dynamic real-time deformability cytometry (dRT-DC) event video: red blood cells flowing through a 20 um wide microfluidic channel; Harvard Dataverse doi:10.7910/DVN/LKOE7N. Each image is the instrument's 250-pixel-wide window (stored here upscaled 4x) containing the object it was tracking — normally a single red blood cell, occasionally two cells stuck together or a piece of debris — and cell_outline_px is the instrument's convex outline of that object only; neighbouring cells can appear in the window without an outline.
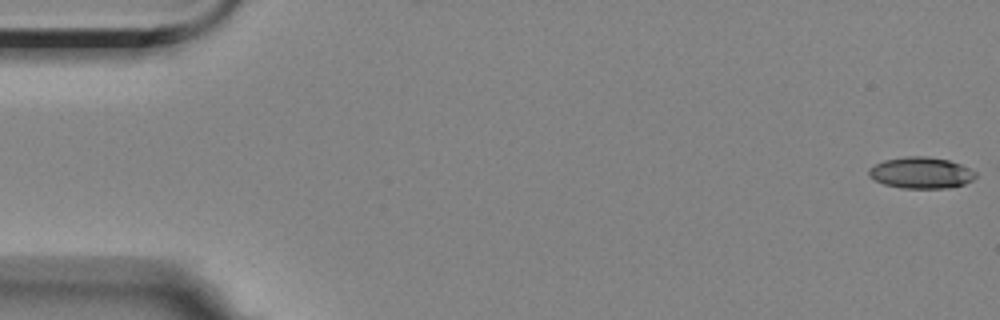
{"species": "Egyptian fruit bat (a non-hibernating species)", "species_latin": "Rousettus aegyptiacus", "temperature_condition": "room temperature", "stored_images_in_passage": 52, "camera_frame_rate_fps": 3000, "um_per_image_px": 0.085, "animal": {"sex": "female"}, "frame": {"image": 1, "passage_image": 1, "time_ms": 0.0, "image_size_px": [1000, 320], "cell_outline_px": [[976, 176], [972, 180], [964, 184], [948, 188], [900, 188], [884, 184], [868, 176], [868, 168], [884, 160], [908, 156], [924, 156], [948, 160], [960, 164], [976, 172]], "centroid_in_image_um": [78.27, 14.69], "position_along_channel_um": 6.7, "area_um2": 19.42}}
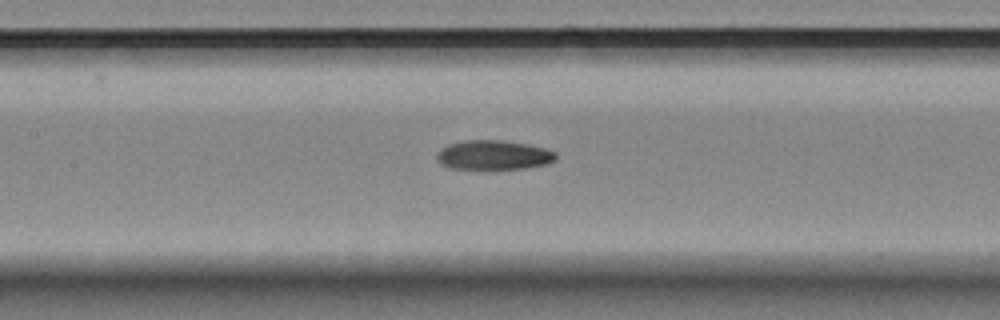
{"frame": {"image": 2, "passage_image": 26, "time_ms": 8.333, "image_size_px": [1000, 320], "cell_outline_px": [[556, 160], [548, 164], [524, 168], [448, 168], [440, 164], [436, 160], [436, 156], [440, 148], [448, 144], [464, 140], [504, 140], [528, 144], [544, 148], [556, 152]], "centroid_in_image_um": [41.93, 13.16], "position_along_channel_um": 165.5, "area_um2": 20.46}}
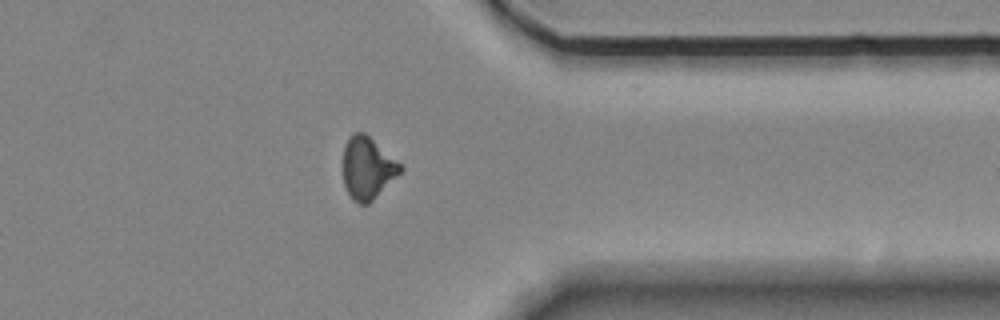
{"frame": {"image": 3, "passage_image": 45, "time_ms": 14.667, "image_size_px": [1000, 320], "cell_outline_px": [[404, 168], [368, 204], [360, 204], [352, 200], [344, 184], [344, 148], [352, 132], [364, 132], [400, 164]], "centroid_in_image_um": [31.21, 14.29], "position_along_channel_um": 380.2, "area_um2": 20.11}}